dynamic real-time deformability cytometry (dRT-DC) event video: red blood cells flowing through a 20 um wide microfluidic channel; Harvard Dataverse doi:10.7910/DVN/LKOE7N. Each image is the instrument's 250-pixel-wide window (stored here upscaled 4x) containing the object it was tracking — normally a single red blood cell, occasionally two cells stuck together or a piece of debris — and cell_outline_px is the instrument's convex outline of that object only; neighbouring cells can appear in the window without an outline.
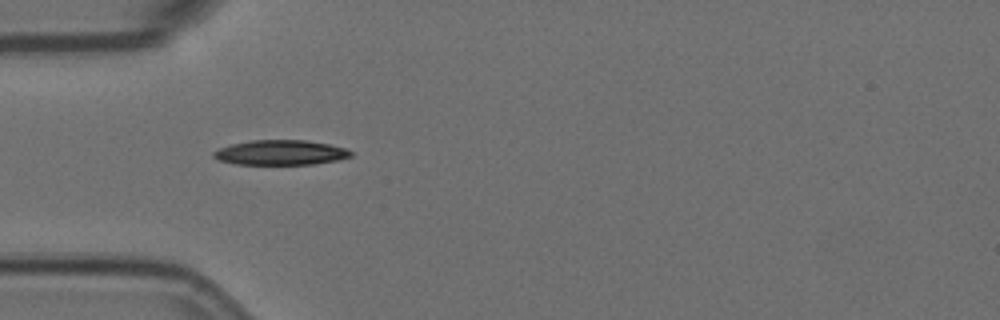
{"species": "Egyptian fruit bat (a non-hibernating species)", "species_latin": "Rousettus aegyptiacus", "temperature_condition": "room temperature", "stored_images_in_passage": 3, "camera_frame_rate_fps": 3000, "um_per_image_px": 0.085, "animal": {"sex": "female"}, "frame": {"image": 1, "passage_image": 2, "time_ms": 0.333, "image_size_px": [1000, 320], "cell_outline_px": [[352, 156], [336, 160], [312, 164], [236, 164], [220, 160], [212, 156], [212, 152], [220, 148], [232, 144], [252, 140], [304, 140], [328, 144], [344, 148], [352, 152]], "centroid_in_image_um": [23.83, 12.96], "position_along_channel_um": 61.2, "area_um2": 19.65}}
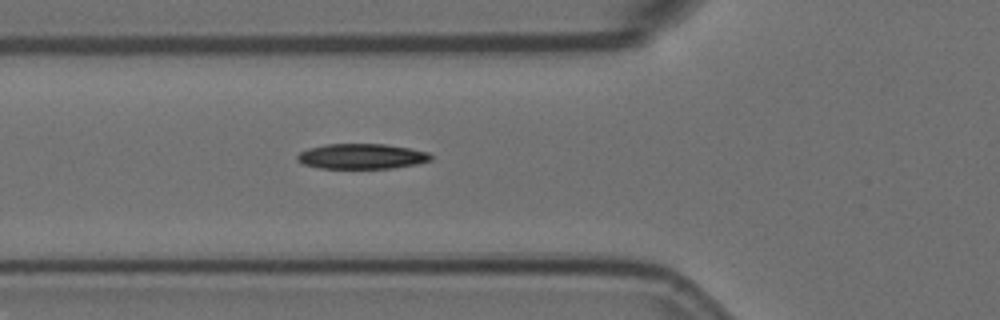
{"frame": {"image": 2, "passage_image": 3, "time_ms": 0.667, "image_size_px": [1000, 320], "cell_outline_px": [[432, 160], [416, 164], [392, 168], [320, 168], [304, 164], [296, 160], [296, 156], [300, 152], [308, 148], [324, 144], [384, 144], [408, 148], [428, 152], [432, 156]], "centroid_in_image_um": [30.72, 13.28], "position_along_channel_um": 95.1, "area_um2": 19.59}}